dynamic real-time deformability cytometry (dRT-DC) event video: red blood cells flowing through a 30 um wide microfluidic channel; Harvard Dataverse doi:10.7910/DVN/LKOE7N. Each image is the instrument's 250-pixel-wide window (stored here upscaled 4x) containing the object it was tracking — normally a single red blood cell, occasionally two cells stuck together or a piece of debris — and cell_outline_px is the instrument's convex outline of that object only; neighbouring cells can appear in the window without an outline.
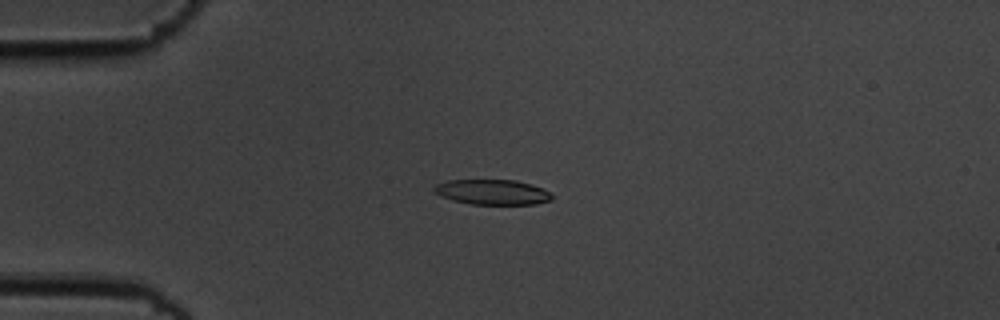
{"species": "common noctule bat (a hibernating species)", "species_latin": "Nyctalus noctula", "temperature_condition": "cold", "stored_images_in_passage": 54, "camera_frame_rate_fps": 3000, "um_per_image_px": 0.085, "animal": {"sex": "male", "body_mass_g": 19.5, "forearm_length_mm": 54.6}, "frame": {"image": 1, "passage_image": 13, "time_ms": 4.0, "image_size_px": [1000, 320], "cell_outline_px": [[552, 200], [536, 204], [472, 204], [452, 200], [440, 196], [432, 188], [436, 184], [448, 180], [516, 180], [532, 184], [544, 188], [552, 196]], "centroid_in_image_um": [41.86, 16.32], "position_along_channel_um": 43.1, "area_um2": 17.28}}
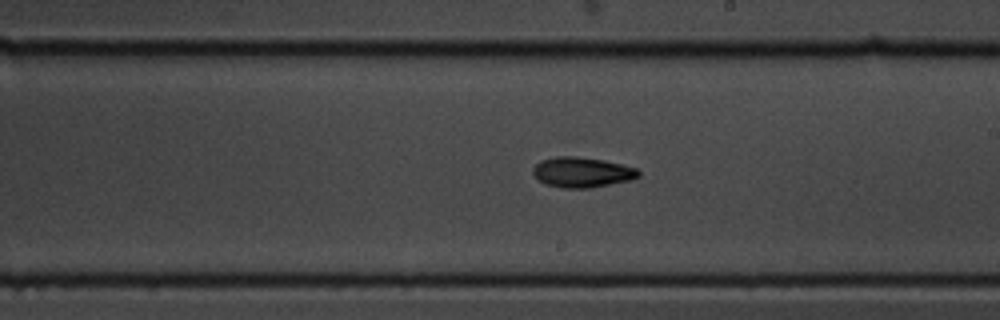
{"frame": {"image": 2, "passage_image": 31, "time_ms": 10.0, "image_size_px": [1000, 320], "cell_outline_px": [[640, 176], [632, 180], [588, 188], [560, 188], [544, 184], [532, 172], [532, 168], [540, 160], [556, 156], [576, 156], [604, 160], [636, 168], [640, 172]], "centroid_in_image_um": [49.46, 14.64], "position_along_channel_um": 239.5, "area_um2": 18.67}}
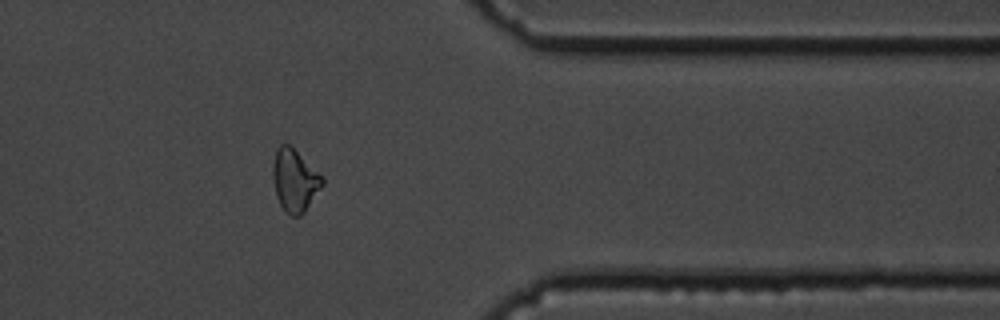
{"frame": {"image": 3, "passage_image": 44, "time_ms": 14.333, "image_size_px": [1000, 320], "cell_outline_px": [[324, 184], [304, 212], [300, 216], [292, 216], [284, 212], [276, 196], [272, 176], [272, 164], [276, 148], [280, 144], [288, 144], [324, 176]], "centroid_in_image_um": [25.04, 15.34], "position_along_channel_um": 386.4, "area_um2": 18.15}, "authors_computed_cell_mechanics": {"area_um2": 17.9469, "velocity_mm_per_s": 3.6831, "shape_relaxation_time_tau1_ms": 2.7446, "shape_relaxation_time_tau2_ms": null, "deformation_change_tau1": 0.1117, "deformation_change_tau2": null}}